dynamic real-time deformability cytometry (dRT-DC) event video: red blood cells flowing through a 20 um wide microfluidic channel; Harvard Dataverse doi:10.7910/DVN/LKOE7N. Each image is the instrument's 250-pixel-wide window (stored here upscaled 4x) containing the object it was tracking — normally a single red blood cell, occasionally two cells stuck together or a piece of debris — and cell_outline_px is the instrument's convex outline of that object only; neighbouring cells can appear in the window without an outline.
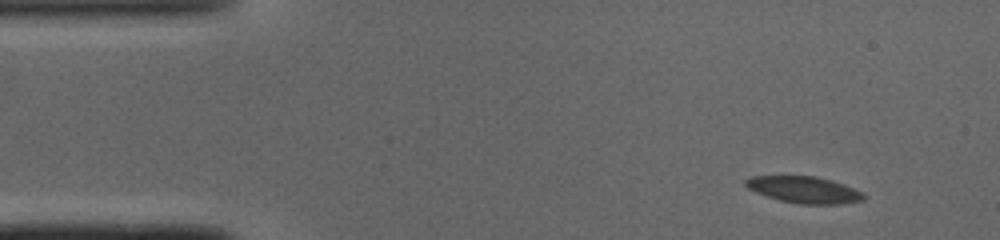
{"species": "common noctule bat (a hibernating species)", "species_latin": "Nyctalus noctula", "temperature_condition": "cold", "stored_images_in_passage": 48, "segment_of_instrument_passage": [1, 2], "camera_frame_rate_fps": 3000, "um_per_image_px": 0.085, "animal": {"sex": "male", "body_mass_g": 19.0, "forearm_length_mm": 50.8}, "frame": {"image": 1, "passage_image": 1, "time_ms": 0.0, "image_size_px": [1000, 240], "cell_outline_px": [[868, 196], [864, 200], [836, 204], [800, 204], [780, 200], [756, 192], [748, 188], [744, 184], [744, 180], [752, 176], [816, 176], [832, 180], [864, 192]], "centroid_in_image_um": [68.38, 16.12], "position_along_channel_um": 16.6, "area_um2": 18.32}}
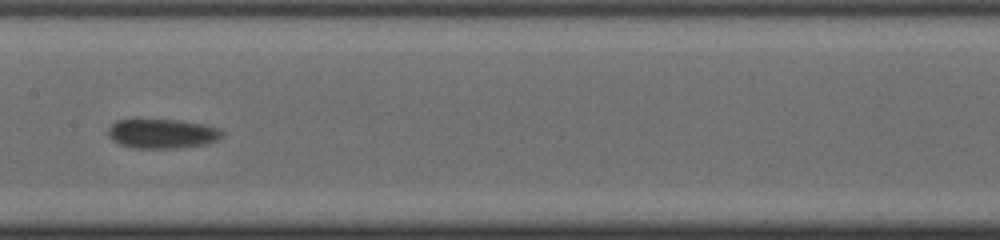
{"frame": {"image": 2, "passage_image": 21, "time_ms": 6.667, "image_size_px": [1000, 240], "cell_outline_px": [[224, 136], [208, 144], [176, 148], [132, 148], [120, 144], [112, 140], [108, 136], [108, 128], [116, 120], [180, 120], [204, 124], [216, 128], [224, 132]], "centroid_in_image_um": [13.79, 11.37], "position_along_channel_um": 193.6, "area_um2": 19.59}}
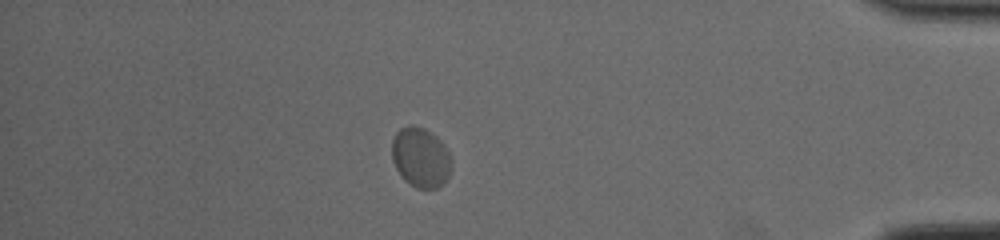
{"frame": {"image": 3, "passage_image": 40, "time_ms": 13.0, "image_size_px": [1000, 240], "cell_outline_px": [[452, 168], [448, 176], [436, 188], [416, 188], [404, 180], [400, 176], [392, 160], [392, 140], [396, 132], [400, 128], [412, 124], [424, 128], [436, 136], [444, 144], [452, 160]], "centroid_in_image_um": [35.74, 13.37], "position_along_channel_um": 399.5, "area_um2": 20.87}}